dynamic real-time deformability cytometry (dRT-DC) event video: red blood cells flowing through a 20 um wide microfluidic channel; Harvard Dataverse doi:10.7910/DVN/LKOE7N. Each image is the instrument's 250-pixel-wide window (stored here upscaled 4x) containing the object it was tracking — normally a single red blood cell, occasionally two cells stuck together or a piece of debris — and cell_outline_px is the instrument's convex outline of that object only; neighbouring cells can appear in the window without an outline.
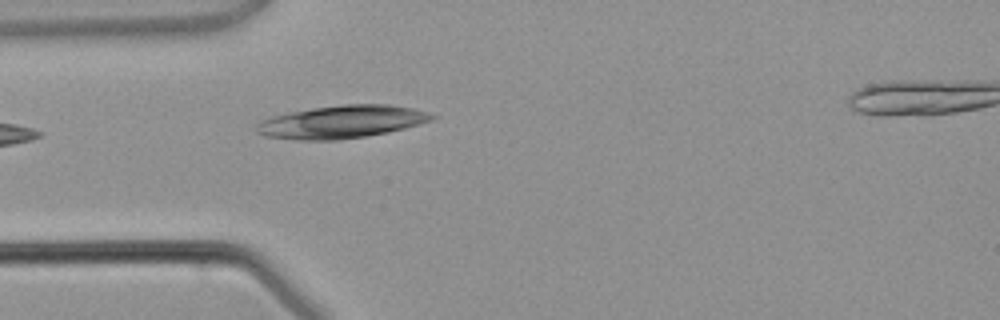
{"species": "common noctule bat (a hibernating species)", "species_latin": "Nyctalus noctula", "temperature_condition": "warm", "stored_images_in_passage": 2, "camera_frame_rate_fps": 3000, "um_per_image_px": 0.085, "animal": {"sex": "male", "body_mass_g": 21.5, "forearm_length_mm": 52.0}, "frame": {"image": 1, "passage_image": 1, "time_ms": 0.0, "image_size_px": [1000, 320], "cell_outline_px": [[436, 116], [432, 120], [404, 128], [388, 132], [364, 136], [336, 140], [300, 140], [264, 136], [256, 132], [256, 124], [260, 120], [272, 116], [312, 108], [344, 104], [388, 104], [412, 108]], "centroid_in_image_um": [28.99, 10.36], "position_along_channel_um": 56.0, "area_um2": 33.23}}